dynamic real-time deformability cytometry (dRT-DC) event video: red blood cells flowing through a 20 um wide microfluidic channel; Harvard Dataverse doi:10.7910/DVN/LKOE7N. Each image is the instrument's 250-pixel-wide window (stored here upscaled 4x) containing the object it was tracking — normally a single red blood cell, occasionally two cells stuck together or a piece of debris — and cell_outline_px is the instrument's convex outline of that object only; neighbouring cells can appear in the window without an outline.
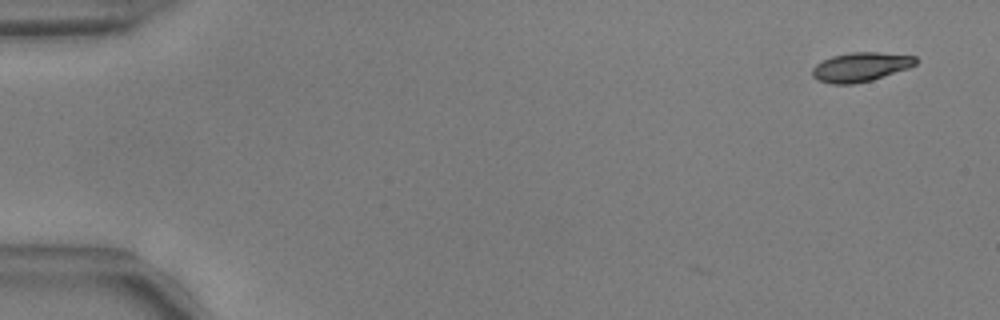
{"species": "common noctule bat (a hibernating species)", "species_latin": "Nyctalus noctula", "temperature_condition": "warm", "stored_images_in_passage": 3, "camera_frame_rate_fps": 3000, "um_per_image_px": 0.085, "animal": {"sex": "male", "body_mass_g": 17.9, "forearm_length_mm": 54.2}, "frame": {"image": 1, "passage_image": 3, "time_ms": 0.667, "image_size_px": [1000, 320], "cell_outline_px": [[916, 64], [908, 68], [872, 80], [852, 84], [832, 84], [816, 80], [812, 76], [812, 68], [816, 64], [832, 56], [852, 52], [876, 52], [916, 56]], "centroid_in_image_um": [73.12, 5.7], "position_along_channel_um": 11.9, "area_um2": 17.51}}